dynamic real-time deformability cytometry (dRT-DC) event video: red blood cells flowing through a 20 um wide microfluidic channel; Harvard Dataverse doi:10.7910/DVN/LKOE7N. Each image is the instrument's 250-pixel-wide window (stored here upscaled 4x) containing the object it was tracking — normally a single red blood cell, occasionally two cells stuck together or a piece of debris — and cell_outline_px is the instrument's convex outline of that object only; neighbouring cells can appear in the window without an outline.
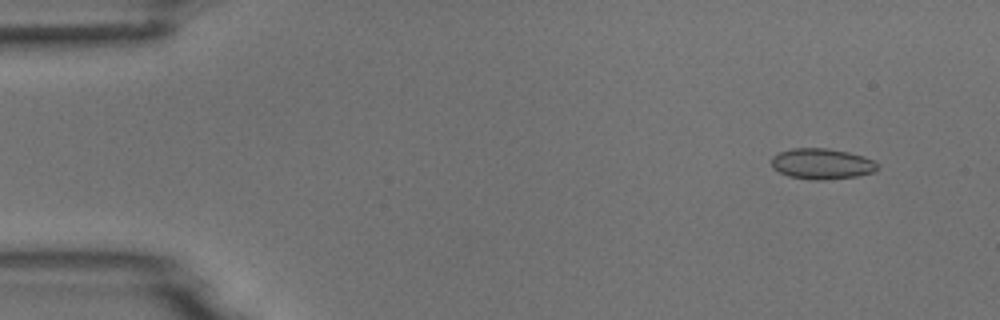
{"species": "common noctule bat (a hibernating species)", "species_latin": "Nyctalus noctula", "temperature_condition": "room temperature", "stored_images_in_passage": 5, "camera_frame_rate_fps": 3000, "um_per_image_px": 0.085, "animal": {"sex": "male", "body_mass_g": 18.8}, "frame": {"image": 1, "passage_image": 2, "time_ms": 1.0, "image_size_px": [1000, 320], "cell_outline_px": [[880, 168], [872, 172], [856, 176], [824, 180], [812, 180], [788, 176], [772, 168], [772, 156], [780, 152], [792, 148], [828, 148], [848, 152], [864, 156], [872, 160]], "centroid_in_image_um": [69.84, 13.92], "position_along_channel_um": 15.2, "area_um2": 18.96}}
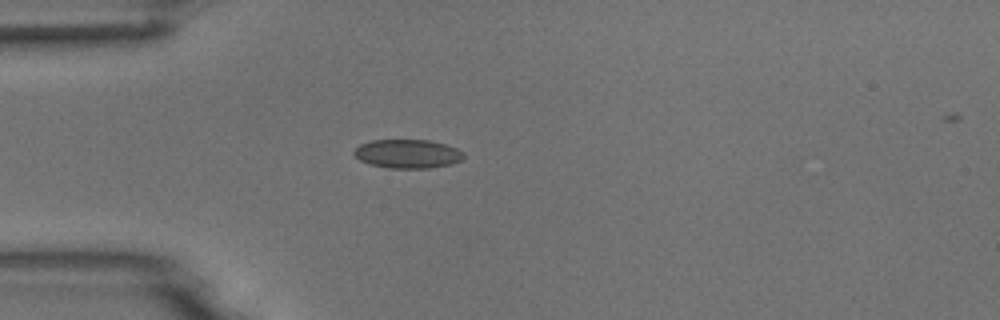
{"frame": {"image": 2, "passage_image": 5, "time_ms": 4.333, "image_size_px": [1000, 320], "cell_outline_px": [[464, 156], [460, 160], [452, 164], [428, 168], [388, 168], [368, 164], [360, 160], [352, 152], [360, 144], [372, 140], [428, 140], [444, 144], [456, 148], [464, 152]], "centroid_in_image_um": [34.63, 13.08], "position_along_channel_um": 50.4, "area_um2": 18.38}}